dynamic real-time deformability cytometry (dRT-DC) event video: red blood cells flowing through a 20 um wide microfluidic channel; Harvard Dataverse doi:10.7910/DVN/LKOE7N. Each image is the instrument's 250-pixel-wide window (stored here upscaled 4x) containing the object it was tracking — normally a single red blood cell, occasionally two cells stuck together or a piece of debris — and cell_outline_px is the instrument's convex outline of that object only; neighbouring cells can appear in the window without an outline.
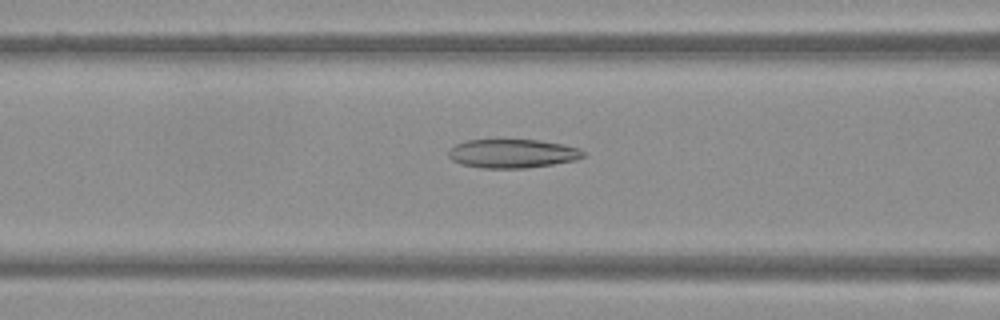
{"species": "Egyptian fruit bat (a non-hibernating species)", "species_latin": "Rousettus aegyptiacus", "temperature_condition": "warm", "stored_images_in_passage": 43, "camera_frame_rate_fps": 3000, "um_per_image_px": 0.085, "frame": {"image": 1, "passage_image": 14, "time_ms": 4.333, "image_size_px": [1000, 320], "cell_outline_px": [[584, 156], [576, 160], [552, 164], [524, 168], [480, 168], [460, 164], [452, 160], [448, 156], [448, 152], [456, 144], [468, 140], [540, 140], [564, 144], [580, 148], [584, 152]], "centroid_in_image_um": [43.57, 13.05], "position_along_channel_um": 123.0, "area_um2": 22.6}}
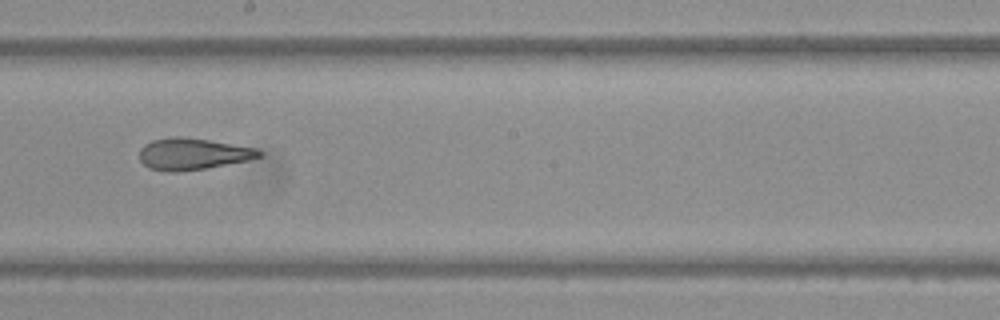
{"frame": {"image": 2, "passage_image": 22, "time_ms": 7.0, "image_size_px": [1000, 320], "cell_outline_px": [[264, 152], [260, 156], [248, 160], [208, 168], [176, 172], [168, 172], [148, 168], [140, 160], [140, 148], [144, 144], [152, 140], [172, 136], [180, 136], [208, 140], [256, 148]], "centroid_in_image_um": [16.36, 13.09], "position_along_channel_um": 231.8, "area_um2": 22.08}}
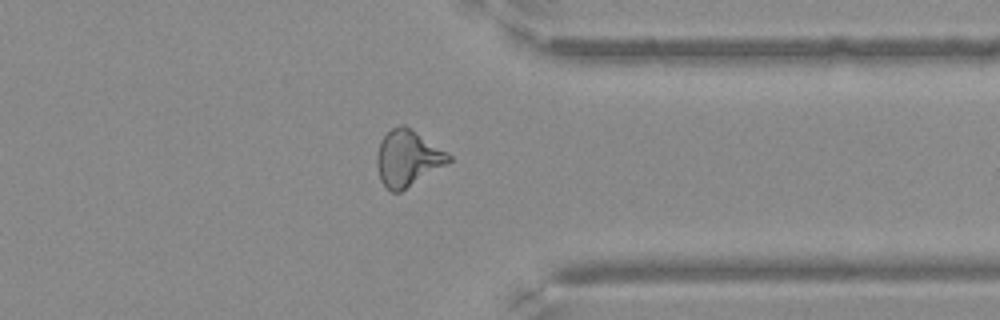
{"frame": {"image": 3, "passage_image": 33, "time_ms": 10.667, "image_size_px": [1000, 320], "cell_outline_px": [[452, 160], [448, 164], [400, 192], [392, 192], [380, 180], [376, 164], [376, 156], [380, 140], [392, 128], [400, 124], [404, 124], [448, 152], [452, 156]], "centroid_in_image_um": [34.66, 13.45], "position_along_channel_um": 376.7, "area_um2": 23.52}}